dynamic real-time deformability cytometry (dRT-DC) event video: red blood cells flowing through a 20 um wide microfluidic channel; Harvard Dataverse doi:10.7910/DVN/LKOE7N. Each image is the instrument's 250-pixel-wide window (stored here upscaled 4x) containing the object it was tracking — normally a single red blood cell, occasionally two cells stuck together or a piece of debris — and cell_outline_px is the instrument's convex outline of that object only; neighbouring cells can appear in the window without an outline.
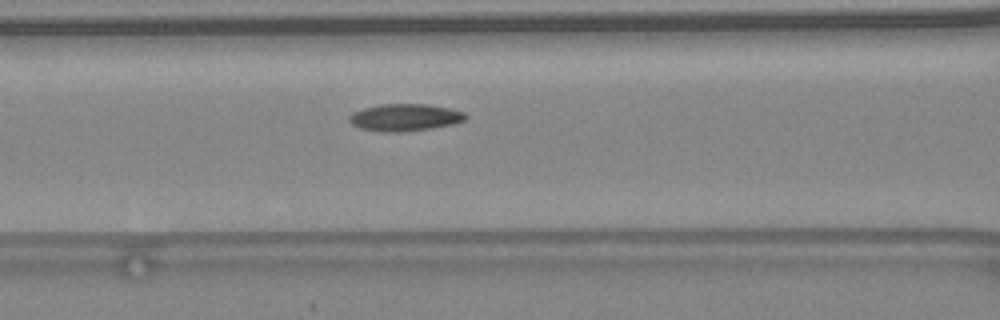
{"species": "common noctule bat (a hibernating species)", "species_latin": "Nyctalus noctula", "temperature_condition": "warm", "stored_images_in_passage": 36, "camera_frame_rate_fps": 3000, "um_per_image_px": 0.085, "animal": {"sex": "female", "body_mass_g": 24.6, "forearm_length_mm": 56.2}, "frame": {"image": 1, "passage_image": 11, "time_ms": 3.333, "image_size_px": [1000, 320], "cell_outline_px": [[468, 116], [464, 120], [452, 124], [432, 128], [396, 132], [384, 132], [360, 128], [352, 124], [348, 120], [348, 116], [352, 112], [364, 108], [380, 104], [428, 104], [448, 108], [464, 112]], "centroid_in_image_um": [34.39, 9.97], "position_along_channel_um": 132.2, "area_um2": 18.32}, "authors_computed_cell_mechanics": {"area_um2": 17.6579, "velocity_mm_per_s": 4.5343, "shape_relaxation_time_tau1_ms": null, "shape_relaxation_time_tau2_ms": 5.0105, "deformation_change_tau1": null, "deformation_change_tau2": 0.1153}}